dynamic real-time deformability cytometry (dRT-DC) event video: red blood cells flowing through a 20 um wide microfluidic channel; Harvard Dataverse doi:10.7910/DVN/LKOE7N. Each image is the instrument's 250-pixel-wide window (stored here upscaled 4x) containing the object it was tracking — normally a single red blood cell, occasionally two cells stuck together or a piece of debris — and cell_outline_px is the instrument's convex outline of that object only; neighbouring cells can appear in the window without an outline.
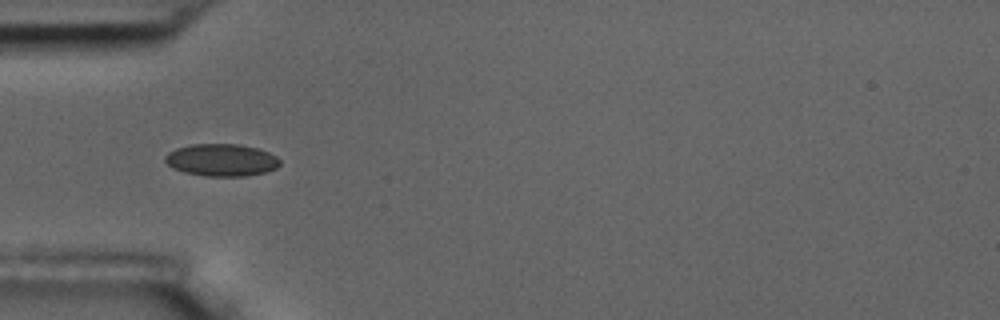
{"species": "common noctule bat (a hibernating species)", "species_latin": "Nyctalus noctula", "temperature_condition": "room temperature", "stored_images_in_passage": 5, "camera_frame_rate_fps": 3000, "um_per_image_px": 0.085, "animal": {"sex": "male", "body_mass_g": 17.5, "forearm_length_mm": 52.3}, "frame": {"image": 1, "passage_image": 5, "time_ms": 5.0, "image_size_px": [1000, 320], "cell_outline_px": [[280, 164], [276, 168], [264, 172], [244, 176], [204, 176], [184, 172], [172, 168], [164, 160], [164, 156], [168, 152], [176, 148], [192, 144], [236, 144], [256, 148], [268, 152], [276, 156], [280, 160]], "centroid_in_image_um": [18.79, 13.6], "position_along_channel_um": 66.2, "area_um2": 21.56}}